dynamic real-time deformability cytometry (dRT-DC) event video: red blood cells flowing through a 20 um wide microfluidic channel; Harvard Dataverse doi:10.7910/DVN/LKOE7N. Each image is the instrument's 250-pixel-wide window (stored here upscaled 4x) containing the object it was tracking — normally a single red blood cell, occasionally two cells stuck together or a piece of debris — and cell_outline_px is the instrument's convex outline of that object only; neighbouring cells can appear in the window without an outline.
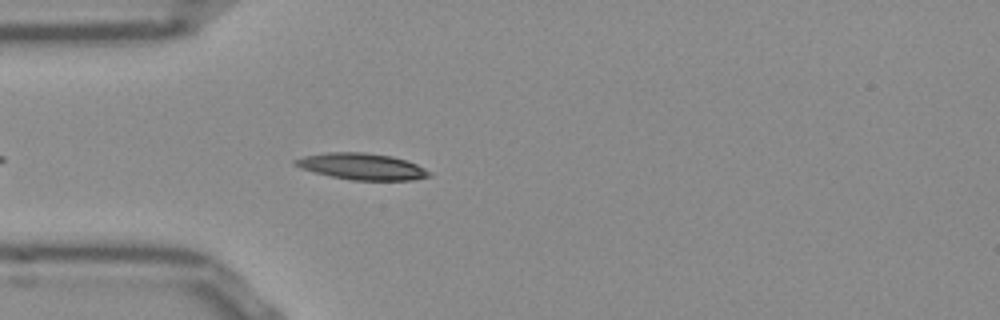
{"species": "Egyptian fruit bat (a non-hibernating species)", "species_latin": "Rousettus aegyptiacus", "temperature_condition": "room temperature", "stored_images_in_passage": 43, "camera_frame_rate_fps": 3000, "um_per_image_px": 0.085, "frame": {"image": 1, "passage_image": 5, "time_ms": 1.333, "image_size_px": [1000, 320], "cell_outline_px": [[432, 176], [412, 180], [352, 180], [332, 176], [300, 168], [292, 164], [292, 160], [304, 156], [328, 152], [364, 152], [392, 156], [416, 164], [432, 172]], "centroid_in_image_um": [30.76, 14.15], "position_along_channel_um": 54.2, "area_um2": 20.58}}
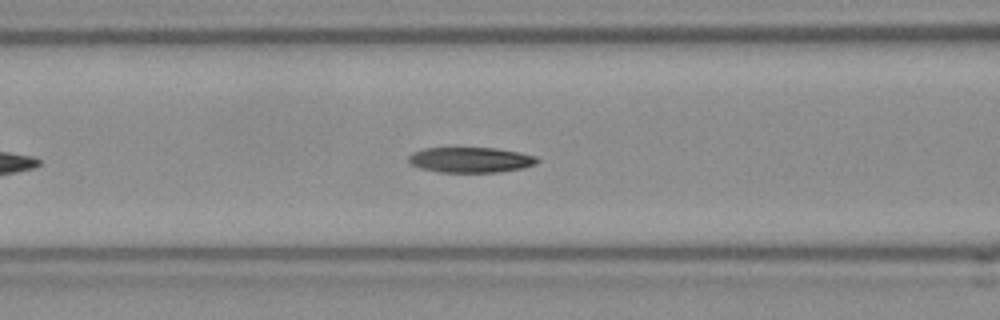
{"frame": {"image": 2, "passage_image": 11, "time_ms": 3.333, "image_size_px": [1000, 320], "cell_outline_px": [[540, 160], [536, 164], [524, 168], [496, 172], [440, 172], [420, 168], [412, 164], [408, 160], [408, 156], [412, 152], [424, 148], [496, 148], [520, 152], [536, 156]], "centroid_in_image_um": [40.02, 13.58], "position_along_channel_um": 126.6, "area_um2": 19.07}}
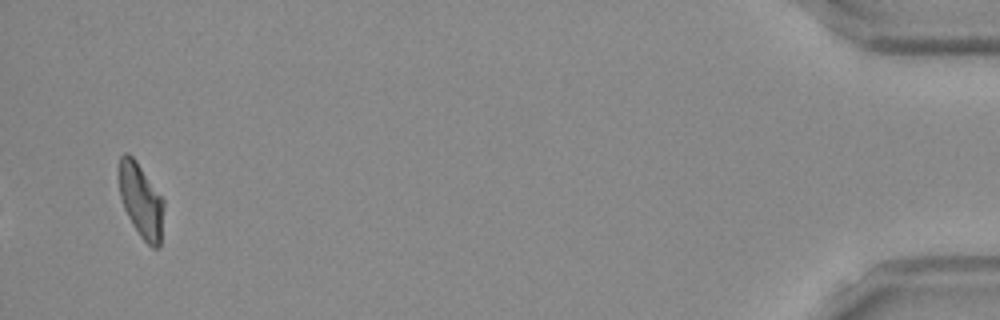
{"frame": {"image": 3, "passage_image": 41, "time_ms": 13.333, "image_size_px": [1000, 320], "cell_outline_px": [[164, 208], [160, 248], [152, 248], [140, 236], [132, 224], [124, 208], [120, 196], [120, 156], [124, 152], [128, 152], [136, 160], [164, 200]], "centroid_in_image_um": [12.01, 17.08], "position_along_channel_um": 423.2, "area_um2": 19.25}, "authors_computed_cell_mechanics": {"area_um2": 19.5364, "velocity_mm_per_s": 3.8532, "shape_relaxation_time_tau1_ms": null, "shape_relaxation_time_tau2_ms": 7.5318, "deformation_change_tau1": null, "deformation_change_tau2": 0.1741}}